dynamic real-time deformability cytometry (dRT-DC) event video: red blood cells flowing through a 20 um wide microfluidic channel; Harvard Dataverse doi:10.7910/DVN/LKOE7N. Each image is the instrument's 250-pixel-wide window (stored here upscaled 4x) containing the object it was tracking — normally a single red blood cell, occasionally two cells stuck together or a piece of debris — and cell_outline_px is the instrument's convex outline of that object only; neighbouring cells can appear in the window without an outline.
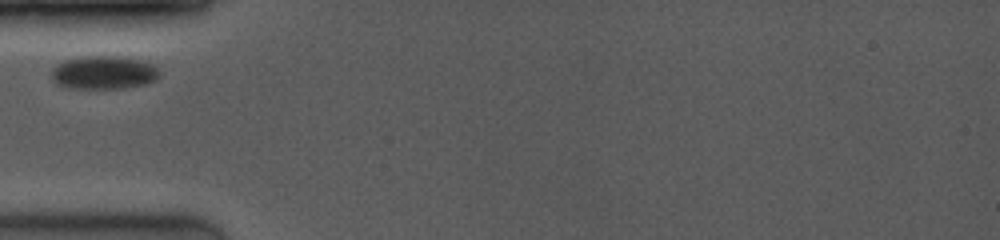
{"species": "common noctule bat (a hibernating species)", "species_latin": "Nyctalus noctula", "temperature_condition": "room temperature", "stored_images_in_passage": 1, "camera_frame_rate_fps": 4000, "um_per_image_px": 0.085, "animal": {"sex": "female", "body_mass_g": 19.0, "forearm_length_mm": 53.3}, "frame": {"image": 1, "passage_image": 1, "time_ms": 0.0, "image_size_px": [1000, 240], "cell_outline_px": [[156, 76], [152, 80], [144, 84], [120, 88], [76, 88], [56, 84], [52, 76], [52, 68], [64, 60], [88, 56], [112, 56], [140, 60], [152, 64], [156, 68]], "centroid_in_image_um": [8.75, 6.16], "position_along_channel_um": 76.2, "area_um2": 20.29}}